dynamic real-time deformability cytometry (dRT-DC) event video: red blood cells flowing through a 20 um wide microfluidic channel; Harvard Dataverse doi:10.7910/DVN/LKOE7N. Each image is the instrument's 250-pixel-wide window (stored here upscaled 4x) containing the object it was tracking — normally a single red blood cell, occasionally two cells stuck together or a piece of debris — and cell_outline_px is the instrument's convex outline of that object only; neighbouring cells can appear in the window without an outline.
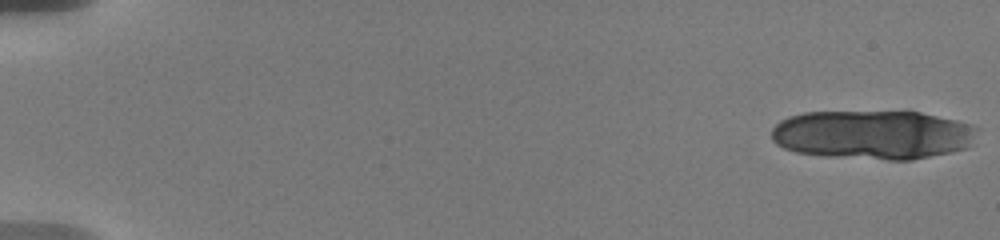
{"species": "human", "species_latin": "Homo sapiens", "temperature_condition": "warm", "stored_images_in_passage": 18, "camera_frame_rate_fps": 3000, "um_per_image_px": 0.085, "donor": {"sex": "male"}, "frame": {"image": 1, "passage_image": 1, "time_ms": 0.0, "image_size_px": [1000, 240], "cell_outline_px": [[980, 128], [968, 148], [952, 152], [912, 160], [888, 160], [828, 156], [796, 152], [784, 148], [776, 144], [772, 140], [772, 128], [780, 120], [788, 116], [804, 112], [908, 108], [972, 124]], "centroid_in_image_um": [74.24, 11.39], "position_along_channel_um": 10.8, "area_um2": 61.04}}